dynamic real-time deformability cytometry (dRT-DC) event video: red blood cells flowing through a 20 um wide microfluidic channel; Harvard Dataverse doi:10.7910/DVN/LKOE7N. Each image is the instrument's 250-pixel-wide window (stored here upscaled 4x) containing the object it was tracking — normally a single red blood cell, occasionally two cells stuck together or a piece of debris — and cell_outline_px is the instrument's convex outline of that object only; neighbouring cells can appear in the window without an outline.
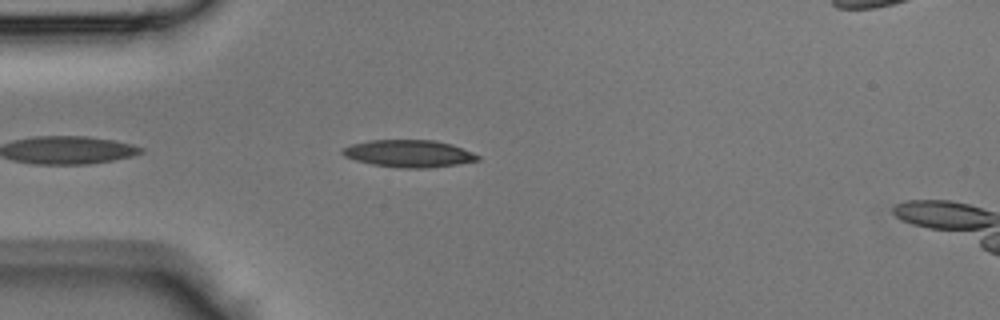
{"species": "Egyptian fruit bat (a non-hibernating species)", "species_latin": "Rousettus aegyptiacus", "temperature_condition": "room temperature", "stored_images_in_passage": 24, "camera_frame_rate_fps": 3000, "um_per_image_px": 0.085, "animal": {"sex": "male"}, "frame": {"image": 1, "passage_image": 3, "time_ms": 0.667, "image_size_px": [1000, 320], "cell_outline_px": [[480, 160], [432, 168], [400, 168], [372, 164], [356, 160], [344, 156], [340, 152], [340, 148], [352, 144], [368, 140], [436, 140], [452, 144], [472, 152], [480, 156]], "centroid_in_image_um": [34.74, 13.05], "position_along_channel_um": 50.3, "area_um2": 21.62}}
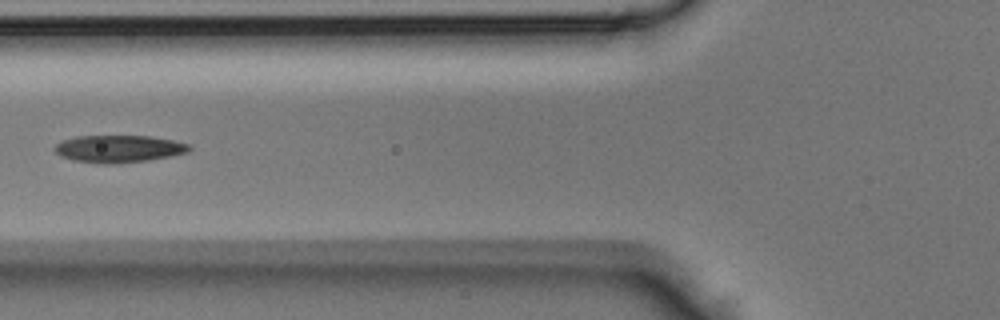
{"frame": {"image": 2, "passage_image": 8, "time_ms": 2.333, "image_size_px": [1000, 320], "cell_outline_px": [[192, 148], [188, 152], [148, 160], [116, 164], [104, 164], [72, 160], [60, 156], [52, 148], [56, 144], [64, 140], [76, 136], [152, 136], [172, 140], [188, 144]], "centroid_in_image_um": [10.06, 12.65], "position_along_channel_um": 115.7, "area_um2": 21.39}}
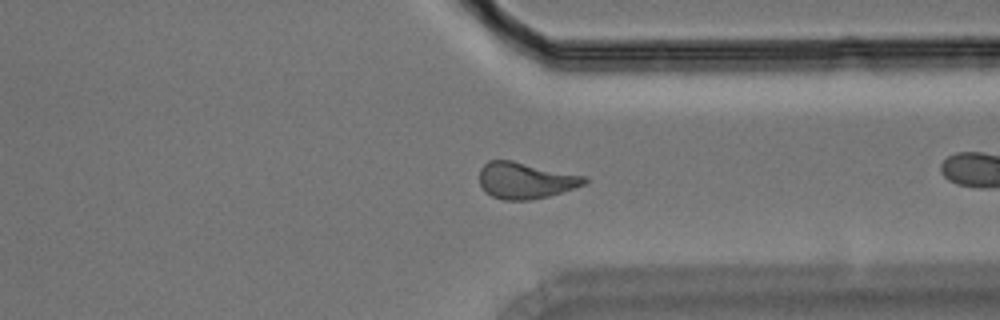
{"frame": {"image": 3, "passage_image": 22, "time_ms": 7.0, "image_size_px": [1000, 320], "cell_outline_px": [[588, 180], [584, 184], [548, 196], [532, 200], [504, 200], [492, 196], [484, 192], [480, 184], [480, 168], [488, 160], [512, 160], [588, 176]], "centroid_in_image_um": [44.65, 15.33], "position_along_channel_um": 366.8, "area_um2": 22.37}}